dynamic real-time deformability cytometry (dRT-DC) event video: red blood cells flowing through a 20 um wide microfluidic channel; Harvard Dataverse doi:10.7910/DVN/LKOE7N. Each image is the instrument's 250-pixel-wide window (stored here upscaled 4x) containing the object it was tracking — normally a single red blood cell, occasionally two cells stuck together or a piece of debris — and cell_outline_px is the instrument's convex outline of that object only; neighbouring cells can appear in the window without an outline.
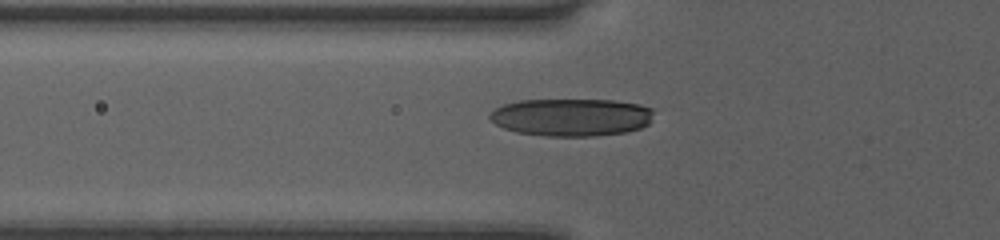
{"species": "human", "species_latin": "Homo sapiens", "temperature_condition": "room temperature", "stored_images_in_passage": 34, "camera_frame_rate_fps": 3000, "um_per_image_px": 0.085, "donor": {"sex": "female"}, "frame": {"image": 1, "passage_image": 2, "time_ms": 0.333, "image_size_px": [1000, 240], "cell_outline_px": [[652, 112], [648, 124], [640, 128], [624, 132], [596, 136], [544, 136], [516, 132], [504, 128], [488, 120], [488, 112], [504, 104], [516, 100], [612, 100], [640, 104], [652, 108]], "centroid_in_image_um": [48.5, 9.96], "position_along_channel_um": 77.3, "area_um2": 36.13}}
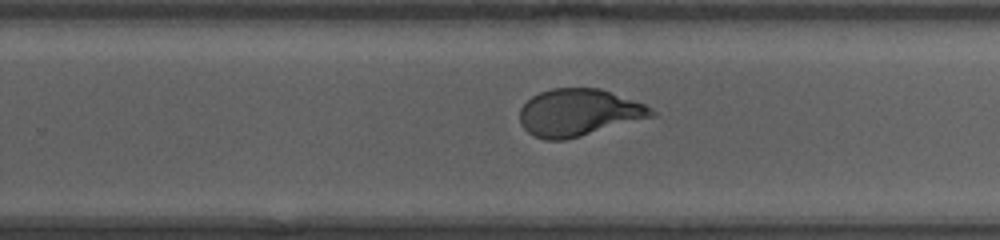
{"frame": {"image": 2, "passage_image": 17, "time_ms": 5.333, "image_size_px": [1000, 240], "cell_outline_px": [[656, 116], [580, 136], [564, 140], [544, 140], [528, 132], [520, 124], [520, 108], [532, 96], [540, 92], [552, 88], [600, 88], [644, 104], [652, 108], [656, 112]], "centroid_in_image_um": [49.19, 9.57], "position_along_channel_um": 280.6, "area_um2": 36.07}}
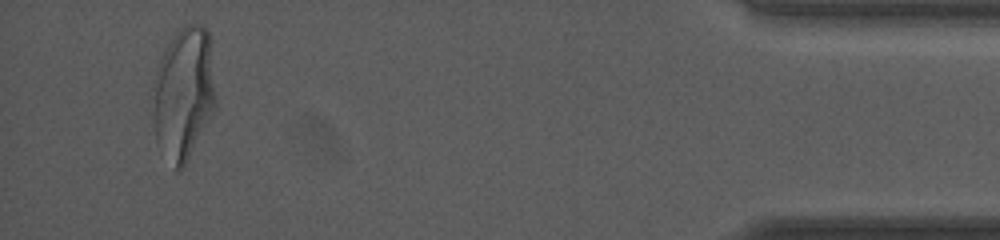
{"frame": {"image": 3, "passage_image": 32, "time_ms": 10.333, "image_size_px": [1000, 240], "cell_outline_px": [[216, 104], [184, 168], [176, 168], [156, 144], [152, 120], [152, 80], [164, 48], [176, 28], [184, 24], [200, 24], [208, 32], [216, 100]], "centroid_in_image_um": [15.55, 7.9], "position_along_channel_um": 419.7, "area_um2": 48.96}, "authors_computed_cell_mechanics": {"area_um2": 36.6452, "velocity_mm_per_s": 4.0624, "shape_relaxation_time_tau1_ms": 4.8675, "shape_relaxation_time_tau2_ms": null, "deformation_change_tau1": 0.1701, "deformation_change_tau2": null}}